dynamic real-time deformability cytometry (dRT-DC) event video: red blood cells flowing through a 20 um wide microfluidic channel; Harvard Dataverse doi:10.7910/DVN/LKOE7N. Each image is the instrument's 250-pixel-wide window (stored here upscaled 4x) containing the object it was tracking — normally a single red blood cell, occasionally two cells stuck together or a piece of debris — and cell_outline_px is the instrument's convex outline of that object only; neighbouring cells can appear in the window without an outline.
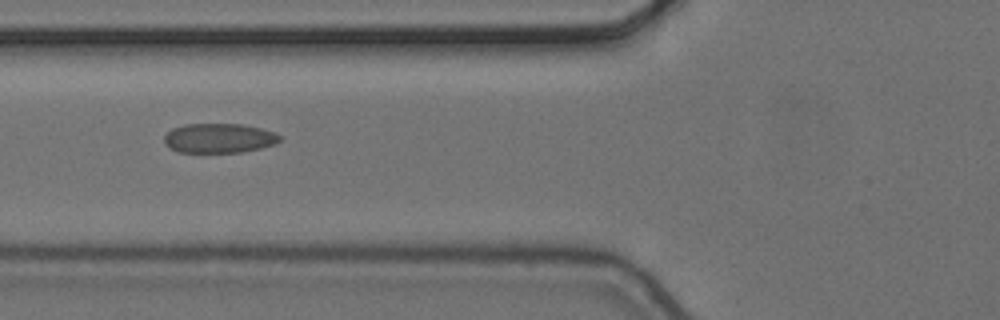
{"species": "common noctule bat (a hibernating species)", "species_latin": "Nyctalus noctula", "temperature_condition": "cold", "stored_images_in_passage": 7, "camera_frame_rate_fps": 3000, "um_per_image_px": 0.085, "animal": {"sex": "female", "body_mass_g": 24.6, "forearm_length_mm": 56.2}, "frame": {"image": 1, "passage_image": 6, "time_ms": 1.667, "image_size_px": [1000, 320], "cell_outline_px": [[280, 140], [276, 144], [260, 148], [240, 152], [176, 152], [164, 144], [164, 136], [172, 128], [184, 124], [244, 124], [276, 132], [280, 136]], "centroid_in_image_um": [18.61, 11.74], "position_along_channel_um": 107.2, "area_um2": 20.0}}
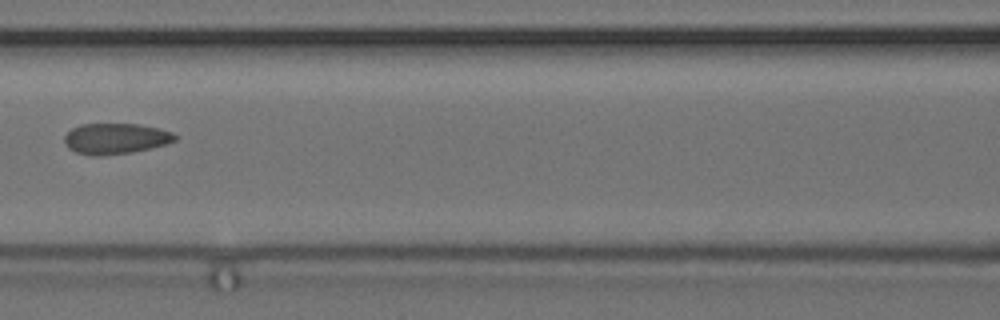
{"frame": {"image": 2, "passage_image": 7, "time_ms": 2.0, "image_size_px": [1000, 320], "cell_outline_px": [[180, 136], [176, 140], [152, 148], [132, 152], [100, 156], [92, 156], [76, 152], [68, 148], [64, 140], [64, 136], [72, 128], [80, 124], [140, 124], [172, 132]], "centroid_in_image_um": [9.82, 11.78], "position_along_channel_um": 156.8, "area_um2": 19.88}}